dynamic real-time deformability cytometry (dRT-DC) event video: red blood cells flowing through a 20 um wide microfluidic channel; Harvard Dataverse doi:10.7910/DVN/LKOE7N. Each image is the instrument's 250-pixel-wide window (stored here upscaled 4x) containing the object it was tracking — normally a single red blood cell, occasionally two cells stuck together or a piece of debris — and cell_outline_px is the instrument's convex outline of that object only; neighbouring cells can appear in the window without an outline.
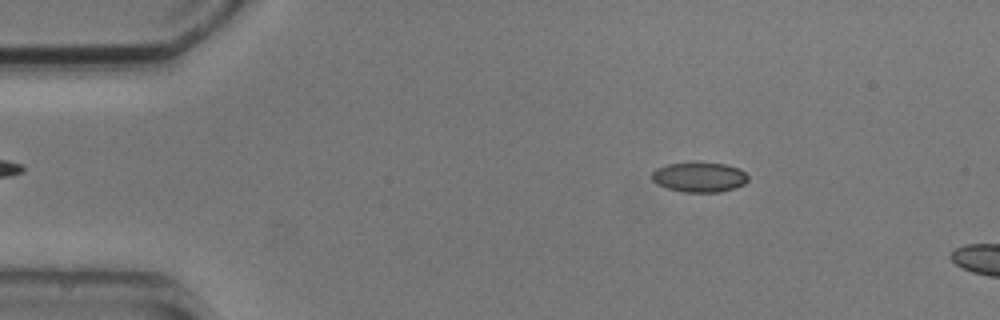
{"species": "common noctule bat (a hibernating species)", "species_latin": "Nyctalus noctula", "temperature_condition": "cold", "stored_images_in_passage": 4, "camera_frame_rate_fps": 3000, "um_per_image_px": 0.085, "animal": {"sex": "male", "body_mass_g": 20.5, "forearm_length_mm": 52.5}, "frame": {"image": 1, "passage_image": 2, "time_ms": 1.333, "image_size_px": [1000, 320], "cell_outline_px": [[748, 180], [744, 184], [720, 192], [684, 192], [668, 188], [656, 184], [652, 180], [652, 172], [656, 168], [668, 164], [724, 164], [740, 168], [748, 176]], "centroid_in_image_um": [59.44, 15.08], "position_along_channel_um": 25.6, "area_um2": 16.36}}